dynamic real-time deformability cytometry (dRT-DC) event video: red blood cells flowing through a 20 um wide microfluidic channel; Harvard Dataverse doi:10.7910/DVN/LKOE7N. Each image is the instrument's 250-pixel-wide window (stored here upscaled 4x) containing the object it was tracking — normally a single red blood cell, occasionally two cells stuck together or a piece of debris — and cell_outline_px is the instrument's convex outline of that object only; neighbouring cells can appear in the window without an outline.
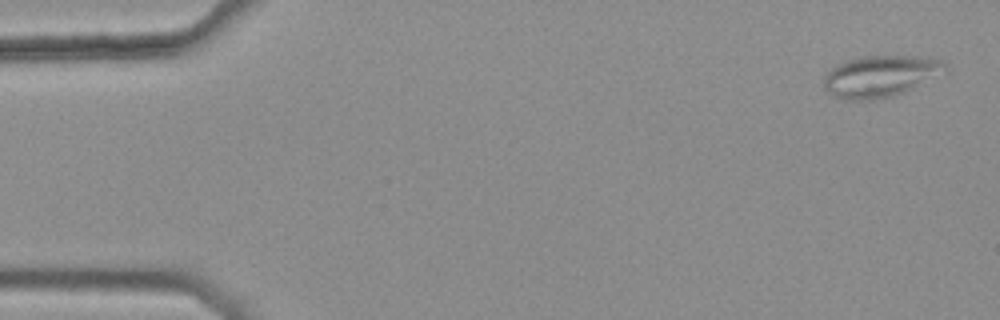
{"species": "common noctule bat (a hibernating species)", "species_latin": "Nyctalus noctula", "temperature_condition": "warm", "stored_images_in_passage": 8, "camera_frame_rate_fps": 3000, "um_per_image_px": 0.085, "animal": {"sex": "female", "body_mass_g": 25.1}, "frame": {"image": 1, "passage_image": 1, "time_ms": 0.0, "image_size_px": [1000, 320], "cell_outline_px": [[948, 68], [912, 88], [904, 92], [892, 96], [872, 100], [848, 100], [832, 96], [824, 88], [824, 76], [832, 68], [848, 60], [860, 56], [916, 56], [944, 60], [948, 64]], "centroid_in_image_um": [74.8, 6.48], "position_along_channel_um": 10.2, "area_um2": 29.02}}
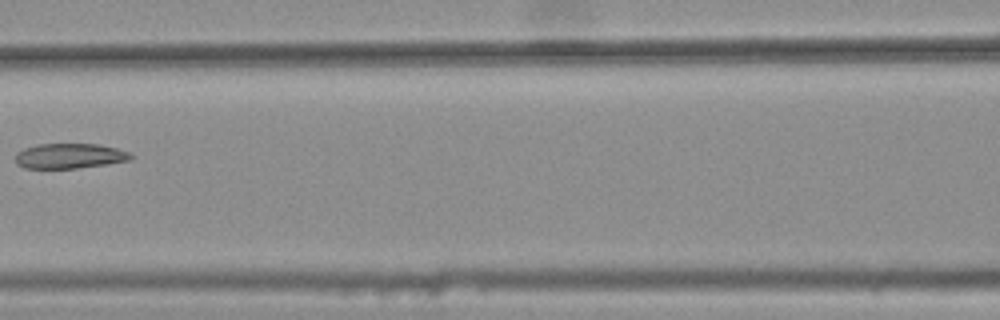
{"frame": {"image": 2, "passage_image": 7, "time_ms": 2.0, "image_size_px": [1000, 320], "cell_outline_px": [[136, 156], [128, 160], [104, 164], [76, 168], [24, 168], [16, 164], [16, 152], [24, 148], [36, 144], [96, 144], [116, 148], [128, 152]], "centroid_in_image_um": [5.88, 13.25], "position_along_channel_um": 160.7, "area_um2": 16.76}}
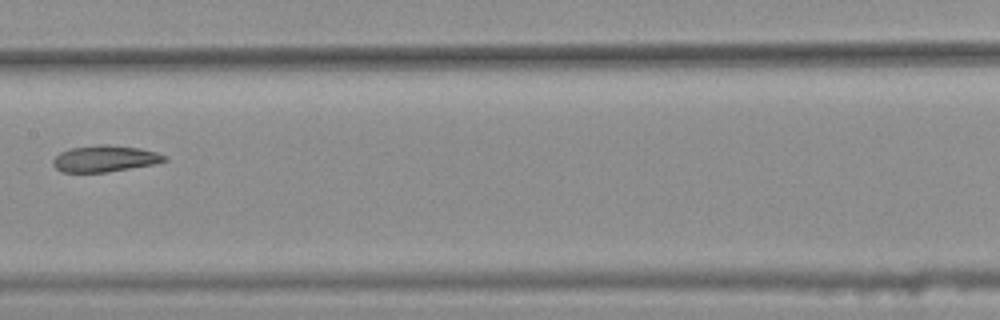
{"frame": {"image": 3, "passage_image": 8, "time_ms": 2.333, "image_size_px": [1000, 320], "cell_outline_px": [[168, 160], [156, 164], [108, 172], [60, 172], [52, 164], [52, 160], [60, 152], [72, 148], [100, 144], [108, 144], [140, 148], [156, 152], [168, 156]], "centroid_in_image_um": [8.94, 13.49], "position_along_channel_um": 198.5, "area_um2": 17.34}}